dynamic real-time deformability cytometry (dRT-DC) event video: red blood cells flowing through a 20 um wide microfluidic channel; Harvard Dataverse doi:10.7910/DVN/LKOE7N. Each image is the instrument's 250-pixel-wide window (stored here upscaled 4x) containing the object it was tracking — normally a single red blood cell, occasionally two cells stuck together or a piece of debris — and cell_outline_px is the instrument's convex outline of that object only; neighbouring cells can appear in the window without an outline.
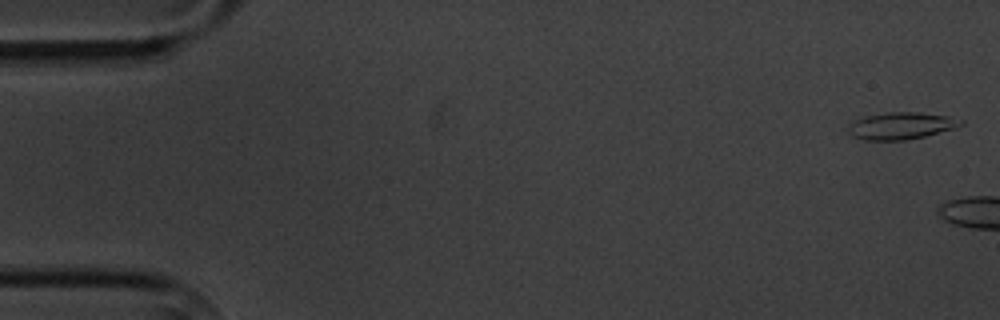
{"species": "common noctule bat (a hibernating species)", "species_latin": "Nyctalus noctula", "temperature_condition": "cold", "stored_images_in_passage": 3, "camera_frame_rate_fps": 3000, "um_per_image_px": 0.085, "animal": {"sex": "male", "body_mass_g": 20.1, "forearm_length_mm": 53.5}, "frame": {"image": 1, "passage_image": 1, "time_ms": 0.0, "image_size_px": [1000, 320], "cell_outline_px": [[964, 124], [952, 128], [924, 136], [904, 140], [864, 140], [852, 136], [848, 132], [848, 124], [864, 116], [888, 112], [920, 112], [948, 116], [964, 120]], "centroid_in_image_um": [76.56, 10.68], "position_along_channel_um": 8.4, "area_um2": 17.63}}